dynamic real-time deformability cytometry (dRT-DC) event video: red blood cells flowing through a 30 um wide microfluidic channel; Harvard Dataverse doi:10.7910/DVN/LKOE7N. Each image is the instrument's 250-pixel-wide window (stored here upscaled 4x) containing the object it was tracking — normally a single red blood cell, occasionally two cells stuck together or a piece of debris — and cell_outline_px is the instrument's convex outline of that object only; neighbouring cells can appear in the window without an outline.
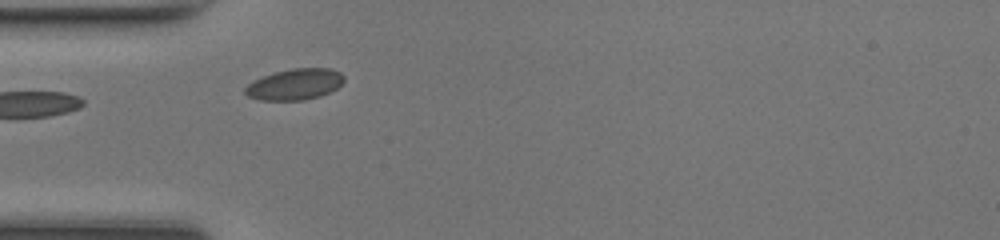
{"species": "common noctule bat (a hibernating species)", "species_latin": "Nyctalus noctula", "temperature_condition": "room temperature", "stored_images_in_passage": 18, "camera_frame_rate_fps": 3000, "um_per_image_px": 0.085, "animal": {"sex": "female", "body_mass_g": 17.0, "forearm_length_mm": 48.0}, "frame": {"image": 1, "passage_image": 1, "time_ms": 0.0, "image_size_px": [1000, 240], "cell_outline_px": [[344, 80], [336, 88], [320, 96], [304, 100], [260, 100], [248, 96], [244, 92], [244, 88], [248, 84], [264, 76], [276, 72], [292, 68], [332, 68], [340, 72], [344, 76]], "centroid_in_image_um": [25.07, 7.16], "position_along_channel_um": 59.9, "area_um2": 17.74}}